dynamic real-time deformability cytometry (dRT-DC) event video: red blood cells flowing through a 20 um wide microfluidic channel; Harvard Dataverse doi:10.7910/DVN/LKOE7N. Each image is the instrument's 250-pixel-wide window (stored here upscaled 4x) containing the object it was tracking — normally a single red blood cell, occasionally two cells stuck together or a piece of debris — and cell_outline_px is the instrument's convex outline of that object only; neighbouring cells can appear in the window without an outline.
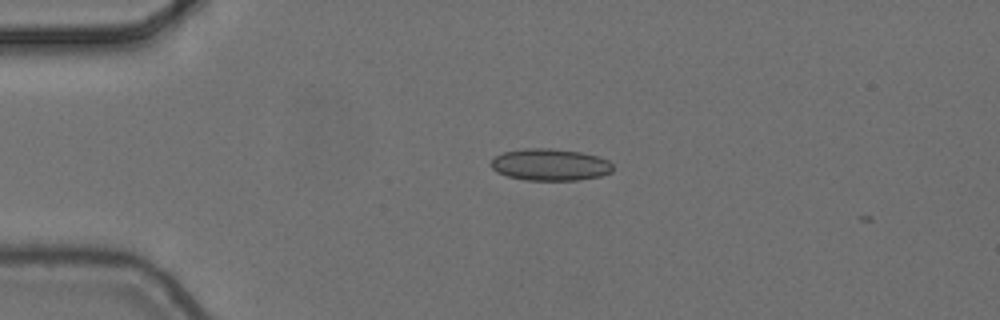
{"species": "common noctule bat (a hibernating species)", "species_latin": "Nyctalus noctula", "temperature_condition": "cold", "stored_images_in_passage": 2, "camera_frame_rate_fps": 3000, "um_per_image_px": 0.085, "animal": {"sex": "female", "body_mass_g": 24.6, "forearm_length_mm": 56.2}, "frame": {"image": 1, "passage_image": 1, "time_ms": 0.0, "image_size_px": [1000, 320], "cell_outline_px": [[612, 172], [600, 176], [576, 180], [524, 180], [508, 176], [496, 172], [492, 168], [492, 160], [496, 156], [504, 152], [524, 148], [552, 148], [580, 152], [600, 156], [608, 160], [612, 164]], "centroid_in_image_um": [46.78, 13.99], "position_along_channel_um": 38.2, "area_um2": 22.66}}